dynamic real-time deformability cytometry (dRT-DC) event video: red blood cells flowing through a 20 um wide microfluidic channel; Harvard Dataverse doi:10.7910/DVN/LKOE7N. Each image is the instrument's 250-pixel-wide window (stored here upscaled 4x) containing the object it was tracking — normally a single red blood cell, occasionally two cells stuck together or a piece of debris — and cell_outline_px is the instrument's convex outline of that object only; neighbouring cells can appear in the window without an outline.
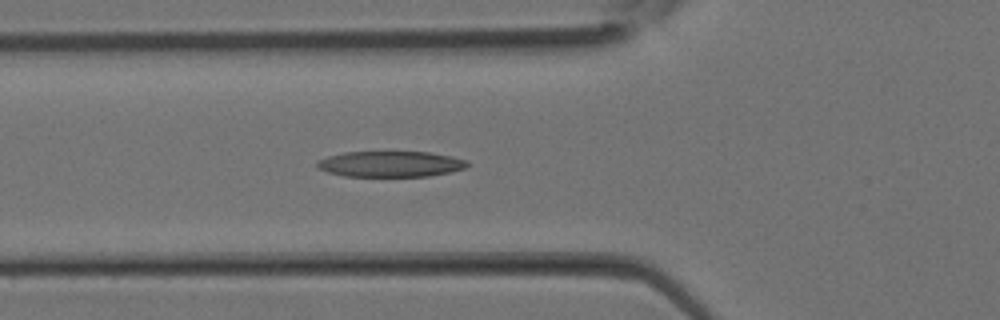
{"species": "Egyptian fruit bat (a non-hibernating species)", "species_latin": "Rousettus aegyptiacus", "temperature_condition": "room temperature", "stored_images_in_passage": 17, "camera_frame_rate_fps": 3000, "um_per_image_px": 0.085, "animal": {"sex": "female"}, "frame": {"image": 1, "passage_image": 9, "time_ms": 2.667, "image_size_px": [1000, 320], "cell_outline_px": [[468, 164], [464, 168], [452, 172], [428, 176], [344, 176], [328, 172], [316, 168], [316, 160], [328, 156], [344, 152], [428, 152], [452, 156], [468, 160]], "centroid_in_image_um": [33.17, 13.94], "position_along_channel_um": 92.6, "area_um2": 22.66}}
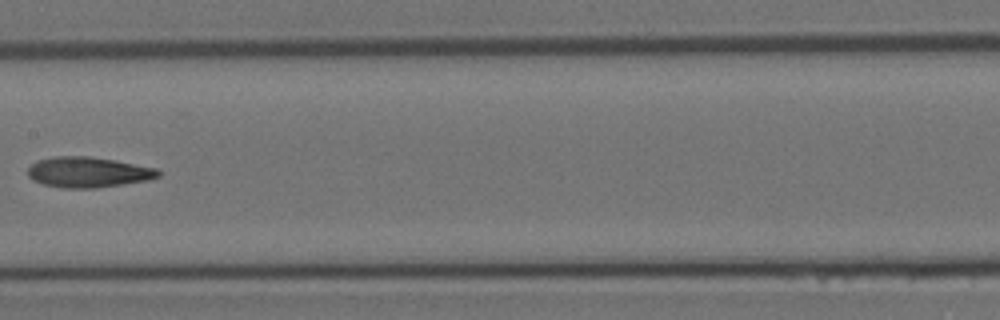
{"frame": {"image": 2, "passage_image": 14, "time_ms": 4.333, "image_size_px": [1000, 320], "cell_outline_px": [[160, 176], [148, 180], [124, 184], [96, 188], [60, 188], [44, 184], [32, 180], [28, 176], [28, 168], [36, 160], [56, 156], [88, 156], [112, 160], [156, 168], [160, 172]], "centroid_in_image_um": [7.46, 14.64], "position_along_channel_um": 199.9, "area_um2": 23.12}}
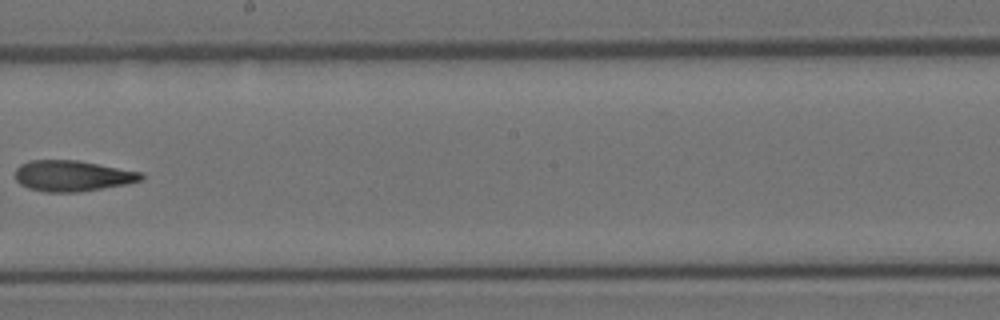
{"frame": {"image": 3, "passage_image": 16, "time_ms": 5.0, "image_size_px": [1000, 320], "cell_outline_px": [[144, 176], [140, 180], [124, 184], [80, 192], [48, 192], [28, 188], [20, 184], [16, 180], [16, 168], [20, 164], [28, 160], [76, 160], [144, 172]], "centroid_in_image_um": [6.13, 14.94], "position_along_channel_um": 242.1, "area_um2": 22.6}}